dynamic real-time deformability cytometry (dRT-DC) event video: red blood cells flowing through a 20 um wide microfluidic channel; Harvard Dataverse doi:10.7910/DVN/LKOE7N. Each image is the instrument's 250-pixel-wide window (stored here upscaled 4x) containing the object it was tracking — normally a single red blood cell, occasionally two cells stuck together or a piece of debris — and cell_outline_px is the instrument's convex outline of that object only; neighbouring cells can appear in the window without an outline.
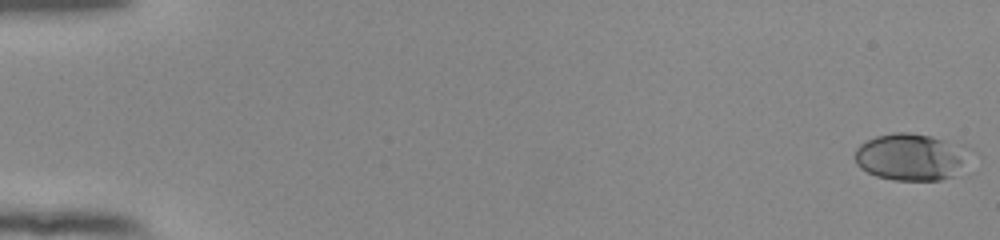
{"species": "human", "species_latin": "Homo sapiens", "temperature_condition": "room temperature", "stored_images_in_passage": 55, "camera_frame_rate_fps": 3000, "um_per_image_px": 0.085, "donor": {"sex": "female"}, "frame": {"image": 1, "passage_image": 1, "time_ms": 0.0, "image_size_px": [1000, 240], "cell_outline_px": [[972, 152], [952, 176], [940, 180], [892, 180], [876, 176], [860, 168], [856, 164], [856, 148], [860, 144], [876, 136], [892, 132], [908, 132], [932, 136], [964, 144]], "centroid_in_image_um": [77.43, 13.32], "position_along_channel_um": 7.6, "area_um2": 31.5}}
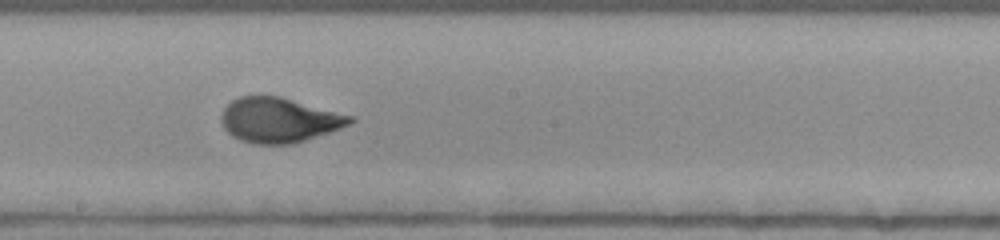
{"frame": {"image": 2, "passage_image": 32, "time_ms": 10.333, "image_size_px": [1000, 240], "cell_outline_px": [[356, 120], [340, 128], [292, 144], [252, 144], [240, 140], [232, 136], [224, 128], [220, 120], [220, 116], [224, 108], [232, 100], [240, 96], [280, 96], [356, 116]], "centroid_in_image_um": [23.72, 10.2], "position_along_channel_um": 224.5, "area_um2": 33.76}}
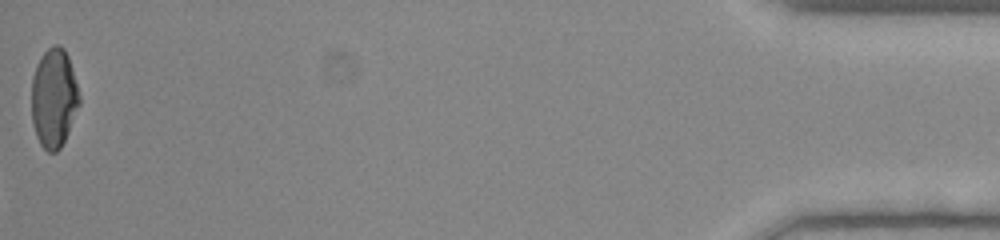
{"frame": {"image": 3, "passage_image": 55, "time_ms": 18.0, "image_size_px": [1000, 240], "cell_outline_px": [[80, 104], [68, 132], [60, 148], [56, 152], [48, 152], [40, 144], [36, 136], [32, 120], [32, 76], [36, 64], [44, 52], [52, 44], [60, 44], [64, 48], [68, 56], [72, 68], [80, 96]], "centroid_in_image_um": [4.58, 8.31], "position_along_channel_um": 430.6, "area_um2": 27.69}, "authors_computed_cell_mechanics": {"area_um2": 32.3102, "velocity_mm_per_s": 3.8739, "shape_relaxation_time_tau1_ms": 4.9516, "shape_relaxation_time_tau2_ms": null, "deformation_change_tau1": 0.2032, "deformation_change_tau2": null}}